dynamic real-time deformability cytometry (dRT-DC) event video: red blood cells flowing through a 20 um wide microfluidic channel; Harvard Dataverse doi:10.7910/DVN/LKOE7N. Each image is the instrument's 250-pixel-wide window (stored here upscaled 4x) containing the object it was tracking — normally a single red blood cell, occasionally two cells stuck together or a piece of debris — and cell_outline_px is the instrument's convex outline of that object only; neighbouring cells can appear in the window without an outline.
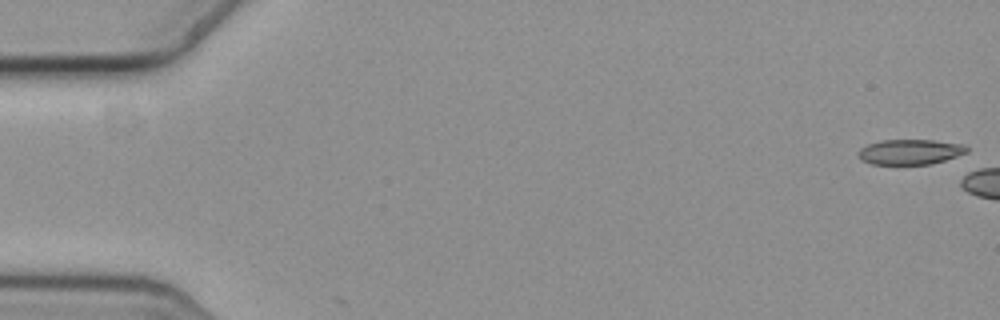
{"species": "common noctule bat (a hibernating species)", "species_latin": "Nyctalus noctula", "temperature_condition": "cold", "stored_images_in_passage": 2, "camera_frame_rate_fps": 3000, "um_per_image_px": 0.085, "animal": {"sex": "female", "body_mass_g": 19.3, "forearm_length_mm": 54.1}, "frame": {"image": 1, "passage_image": 1, "time_ms": 0.0, "image_size_px": [1000, 320], "cell_outline_px": [[968, 152], [932, 164], [872, 164], [860, 160], [856, 156], [856, 152], [860, 148], [868, 144], [880, 140], [932, 140], [964, 144], [968, 148]], "centroid_in_image_um": [77.31, 12.91], "position_along_channel_um": 7.7, "area_um2": 16.07}}